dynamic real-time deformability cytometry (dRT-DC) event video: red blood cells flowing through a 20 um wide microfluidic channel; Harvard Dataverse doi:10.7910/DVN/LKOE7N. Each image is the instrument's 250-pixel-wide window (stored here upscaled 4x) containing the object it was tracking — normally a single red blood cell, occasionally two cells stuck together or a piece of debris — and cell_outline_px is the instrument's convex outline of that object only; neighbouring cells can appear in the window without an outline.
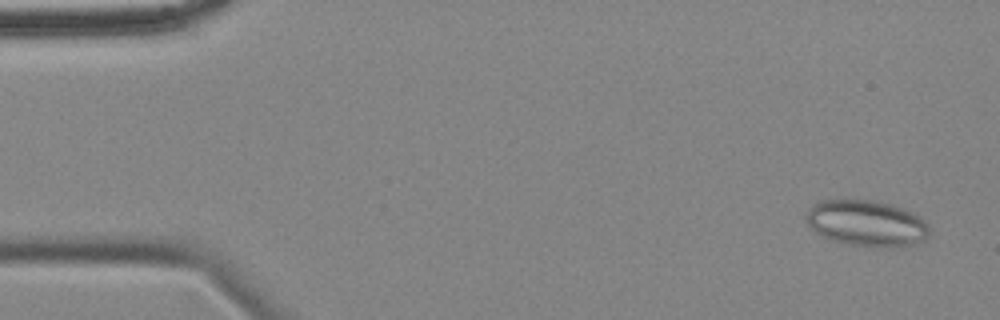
{"species": "common noctule bat (a hibernating species)", "species_latin": "Nyctalus noctula", "temperature_condition": "cold", "stored_images_in_passage": 57, "camera_frame_rate_fps": 3000, "um_per_image_px": 0.085, "animal": {"sex": "female", "body_mass_g": 18.4}, "frame": {"image": 1, "passage_image": 3, "time_ms": 0.667, "image_size_px": [1000, 320], "cell_outline_px": [[928, 236], [924, 240], [916, 244], [852, 244], [832, 240], [820, 236], [808, 224], [808, 208], [812, 204], [820, 200], [872, 200], [892, 204], [912, 212], [920, 216], [924, 220], [928, 228]], "centroid_in_image_um": [73.63, 18.92], "position_along_channel_um": 11.4, "area_um2": 32.08}}
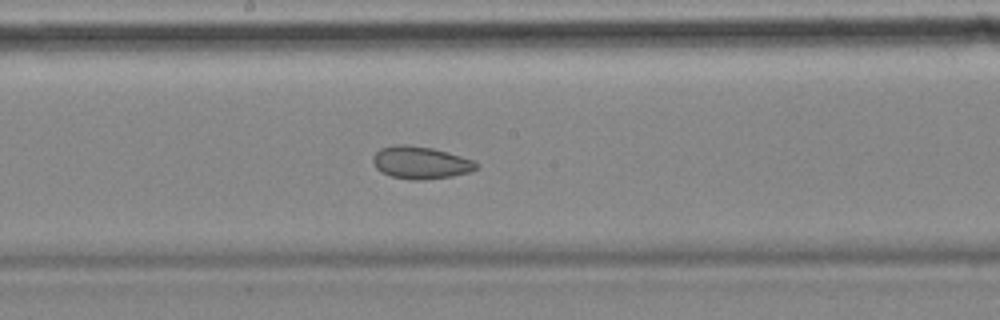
{"frame": {"image": 2, "passage_image": 30, "time_ms": 9.667, "image_size_px": [1000, 320], "cell_outline_px": [[480, 164], [476, 168], [468, 172], [452, 176], [420, 180], [412, 180], [392, 176], [380, 172], [376, 168], [372, 160], [372, 156], [380, 148], [396, 144], [404, 144], [432, 148], [460, 156], [472, 160]], "centroid_in_image_um": [35.71, 13.82], "position_along_channel_um": 212.5, "area_um2": 19.42}}
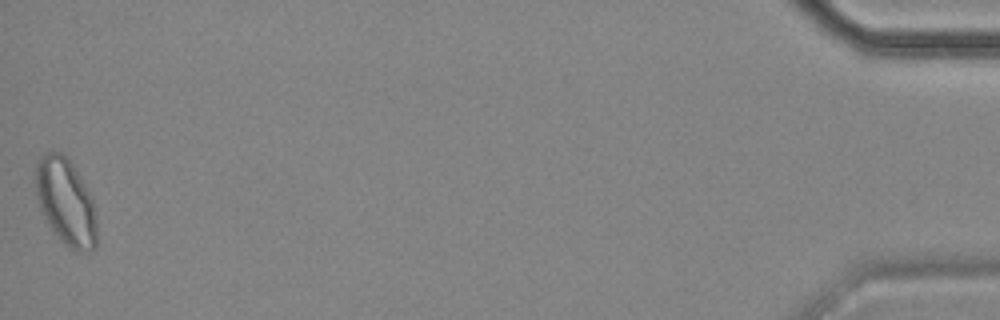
{"frame": {"image": 3, "passage_image": 57, "time_ms": 18.667, "image_size_px": [1000, 320], "cell_outline_px": [[96, 248], [92, 252], [76, 252], [68, 248], [52, 232], [40, 208], [36, 196], [36, 164], [40, 156], [48, 152], [60, 152], [72, 164], [80, 176], [92, 196], [96, 212]], "centroid_in_image_um": [5.61, 17.22], "position_along_channel_um": 429.6, "area_um2": 31.21}, "authors_computed_cell_mechanics": {"area_um2": 25.0852, "velocity_mm_per_s": 3.4893, "shape_relaxation_time_tau1_ms": null, "shape_relaxation_time_tau2_ms": 2.5188, "deformation_change_tau1": null, "deformation_change_tau2": 0.073}}